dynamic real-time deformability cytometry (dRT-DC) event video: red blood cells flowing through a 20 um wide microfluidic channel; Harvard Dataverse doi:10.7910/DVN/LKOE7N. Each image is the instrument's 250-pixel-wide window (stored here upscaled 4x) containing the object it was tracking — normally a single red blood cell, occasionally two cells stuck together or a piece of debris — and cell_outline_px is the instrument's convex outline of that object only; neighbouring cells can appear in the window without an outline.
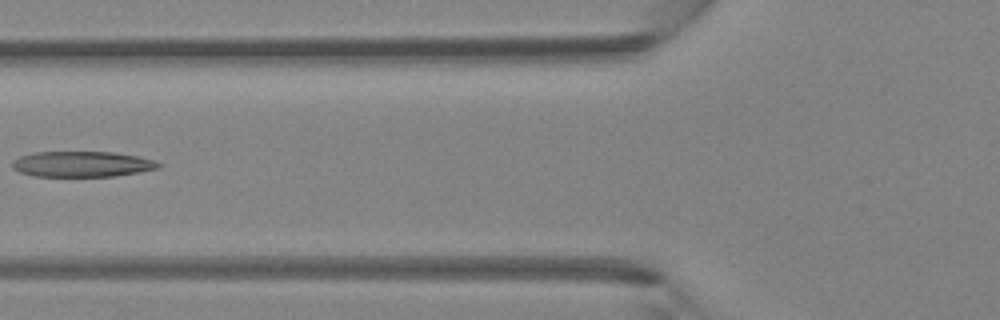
{"species": "Egyptian fruit bat (a non-hibernating species)", "species_latin": "Rousettus aegyptiacus", "temperature_condition": "room temperature", "stored_images_in_passage": 6, "camera_frame_rate_fps": 3000, "um_per_image_px": 0.085, "animal": {"sex": "female"}, "frame": {"image": 1, "passage_image": 6, "time_ms": 1.667, "image_size_px": [1000, 320], "cell_outline_px": [[160, 168], [140, 172], [116, 176], [32, 176], [20, 172], [12, 168], [12, 160], [20, 156], [32, 152], [116, 152], [140, 156], [152, 160], [160, 164]], "centroid_in_image_um": [6.96, 13.94], "position_along_channel_um": 118.8, "area_um2": 21.96}}